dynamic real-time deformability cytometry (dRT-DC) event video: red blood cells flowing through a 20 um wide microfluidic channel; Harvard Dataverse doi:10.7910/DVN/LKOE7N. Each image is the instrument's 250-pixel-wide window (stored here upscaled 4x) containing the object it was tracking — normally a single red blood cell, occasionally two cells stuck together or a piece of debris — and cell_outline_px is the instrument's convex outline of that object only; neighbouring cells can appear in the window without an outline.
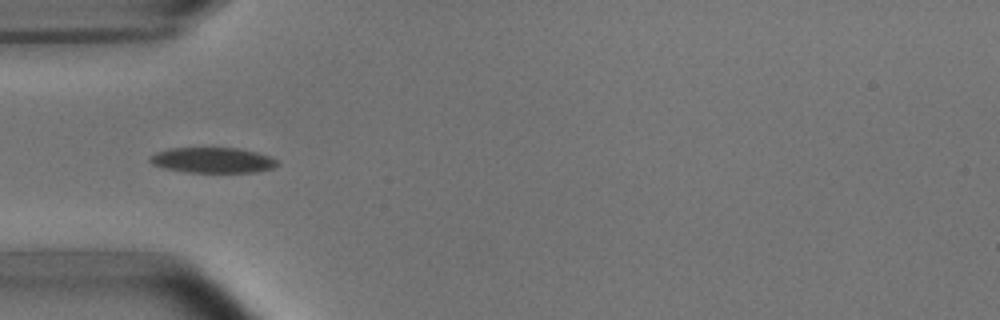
{"species": "common noctule bat (a hibernating species)", "species_latin": "Nyctalus noctula", "temperature_condition": "room temperature", "stored_images_in_passage": 6, "camera_frame_rate_fps": 3000, "um_per_image_px": 0.085, "animal": {"sex": "male", "body_mass_g": 15.6}, "frame": {"image": 1, "passage_image": 4, "time_ms": 3.667, "image_size_px": [1000, 320], "cell_outline_px": [[280, 164], [272, 168], [252, 172], [188, 172], [164, 168], [152, 164], [148, 160], [148, 156], [156, 152], [168, 148], [240, 148], [256, 152], [268, 156], [276, 160]], "centroid_in_image_um": [18.03, 13.61], "position_along_channel_um": 67.0, "area_um2": 18.84}}
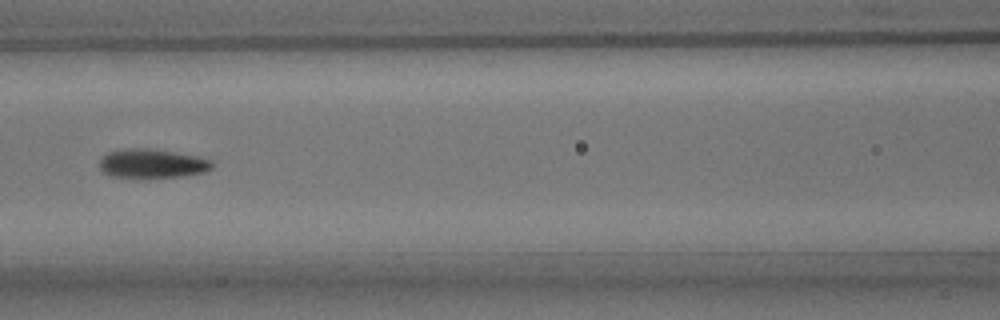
{"frame": {"image": 2, "passage_image": 6, "time_ms": 6.0, "image_size_px": [1000, 320], "cell_outline_px": [[216, 164], [212, 168], [204, 172], [184, 176], [136, 180], [108, 176], [100, 172], [100, 160], [108, 152], [132, 148], [136, 148], [172, 152], [196, 156], [212, 160]], "centroid_in_image_um": [12.9, 13.97], "position_along_channel_um": 153.7, "area_um2": 19.59}}